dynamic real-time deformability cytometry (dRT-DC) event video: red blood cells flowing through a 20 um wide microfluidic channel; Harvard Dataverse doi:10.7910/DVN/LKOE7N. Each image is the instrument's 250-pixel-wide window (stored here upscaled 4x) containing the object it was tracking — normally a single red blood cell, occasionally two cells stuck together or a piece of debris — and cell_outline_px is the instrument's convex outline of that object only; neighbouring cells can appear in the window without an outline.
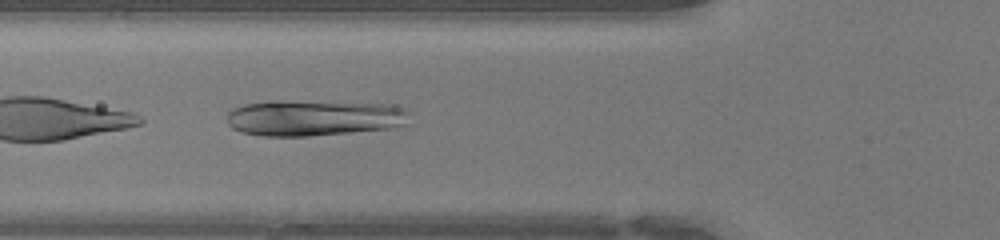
{"species": "human", "species_latin": "Homo sapiens", "temperature_condition": "warm", "stored_images_in_passage": 30, "camera_frame_rate_fps": 3000, "um_per_image_px": 0.085, "donor": {"sex": "female"}, "frame": {"image": 1, "passage_image": 5, "time_ms": 1.333, "image_size_px": [1000, 240], "cell_outline_px": [[412, 112], [404, 124], [388, 128], [352, 132], [308, 136], [264, 136], [240, 132], [232, 128], [228, 124], [228, 112], [232, 108], [244, 104], [272, 100], [284, 100], [384, 104], [404, 108]], "centroid_in_image_um": [26.63, 10.01], "position_along_channel_um": 99.2, "area_um2": 38.38}}